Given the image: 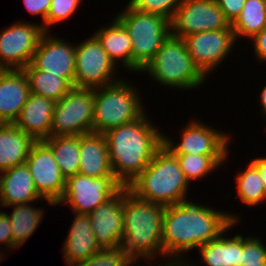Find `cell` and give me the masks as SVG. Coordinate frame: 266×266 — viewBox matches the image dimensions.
I'll list each match as a JSON object with an SVG mask.
<instances>
[{"instance_id": "1", "label": "cell", "mask_w": 266, "mask_h": 266, "mask_svg": "<svg viewBox=\"0 0 266 266\" xmlns=\"http://www.w3.org/2000/svg\"><path fill=\"white\" fill-rule=\"evenodd\" d=\"M240 218L243 217L191 200L166 206L162 226L163 258H168V266L184 265L189 252L216 239L233 222L241 223Z\"/></svg>"}, {"instance_id": "2", "label": "cell", "mask_w": 266, "mask_h": 266, "mask_svg": "<svg viewBox=\"0 0 266 266\" xmlns=\"http://www.w3.org/2000/svg\"><path fill=\"white\" fill-rule=\"evenodd\" d=\"M147 114L104 133L114 177L123 187L145 170L163 145L162 129Z\"/></svg>"}, {"instance_id": "3", "label": "cell", "mask_w": 266, "mask_h": 266, "mask_svg": "<svg viewBox=\"0 0 266 266\" xmlns=\"http://www.w3.org/2000/svg\"><path fill=\"white\" fill-rule=\"evenodd\" d=\"M123 237L121 247L141 266H168L163 259L162 226L165 207L137 198L123 187ZM161 258L159 264L153 259ZM141 258V259H140ZM141 260L148 261L140 264Z\"/></svg>"}, {"instance_id": "4", "label": "cell", "mask_w": 266, "mask_h": 266, "mask_svg": "<svg viewBox=\"0 0 266 266\" xmlns=\"http://www.w3.org/2000/svg\"><path fill=\"white\" fill-rule=\"evenodd\" d=\"M137 198L171 206L187 201L190 183L183 174L177 157L164 145L154 154L150 164L128 186Z\"/></svg>"}, {"instance_id": "5", "label": "cell", "mask_w": 266, "mask_h": 266, "mask_svg": "<svg viewBox=\"0 0 266 266\" xmlns=\"http://www.w3.org/2000/svg\"><path fill=\"white\" fill-rule=\"evenodd\" d=\"M146 73L154 83L168 89L195 90L207 77L199 70L187 52L183 38L170 34L153 59L140 72Z\"/></svg>"}, {"instance_id": "6", "label": "cell", "mask_w": 266, "mask_h": 266, "mask_svg": "<svg viewBox=\"0 0 266 266\" xmlns=\"http://www.w3.org/2000/svg\"><path fill=\"white\" fill-rule=\"evenodd\" d=\"M133 81L122 78L94 89L93 132L106 131L132 122L145 113L144 97ZM142 97V98H141Z\"/></svg>"}, {"instance_id": "7", "label": "cell", "mask_w": 266, "mask_h": 266, "mask_svg": "<svg viewBox=\"0 0 266 266\" xmlns=\"http://www.w3.org/2000/svg\"><path fill=\"white\" fill-rule=\"evenodd\" d=\"M115 14L132 40V72L140 73L171 34L170 20L158 14L136 11L128 4Z\"/></svg>"}, {"instance_id": "8", "label": "cell", "mask_w": 266, "mask_h": 266, "mask_svg": "<svg viewBox=\"0 0 266 266\" xmlns=\"http://www.w3.org/2000/svg\"><path fill=\"white\" fill-rule=\"evenodd\" d=\"M94 89L72 87L56 102L50 137L93 132Z\"/></svg>"}, {"instance_id": "9", "label": "cell", "mask_w": 266, "mask_h": 266, "mask_svg": "<svg viewBox=\"0 0 266 266\" xmlns=\"http://www.w3.org/2000/svg\"><path fill=\"white\" fill-rule=\"evenodd\" d=\"M75 43L74 87L100 88L119 81V71L109 59L97 38L91 34L80 43Z\"/></svg>"}, {"instance_id": "10", "label": "cell", "mask_w": 266, "mask_h": 266, "mask_svg": "<svg viewBox=\"0 0 266 266\" xmlns=\"http://www.w3.org/2000/svg\"><path fill=\"white\" fill-rule=\"evenodd\" d=\"M214 128V126L194 118L185 126L183 125L178 143L165 133L163 134V145L173 154L228 155L232 146L230 144L231 133Z\"/></svg>"}, {"instance_id": "11", "label": "cell", "mask_w": 266, "mask_h": 266, "mask_svg": "<svg viewBox=\"0 0 266 266\" xmlns=\"http://www.w3.org/2000/svg\"><path fill=\"white\" fill-rule=\"evenodd\" d=\"M45 31L41 24L15 21L0 31V69H24L31 63Z\"/></svg>"}, {"instance_id": "12", "label": "cell", "mask_w": 266, "mask_h": 266, "mask_svg": "<svg viewBox=\"0 0 266 266\" xmlns=\"http://www.w3.org/2000/svg\"><path fill=\"white\" fill-rule=\"evenodd\" d=\"M187 52L195 65L208 78L230 56L236 39L230 25L220 30L203 31L183 37ZM224 60V61H223ZM212 72V73H211Z\"/></svg>"}, {"instance_id": "13", "label": "cell", "mask_w": 266, "mask_h": 266, "mask_svg": "<svg viewBox=\"0 0 266 266\" xmlns=\"http://www.w3.org/2000/svg\"><path fill=\"white\" fill-rule=\"evenodd\" d=\"M123 186L115 177L91 178L76 174L66 179V187L58 205H68L76 214H90Z\"/></svg>"}, {"instance_id": "14", "label": "cell", "mask_w": 266, "mask_h": 266, "mask_svg": "<svg viewBox=\"0 0 266 266\" xmlns=\"http://www.w3.org/2000/svg\"><path fill=\"white\" fill-rule=\"evenodd\" d=\"M230 25L215 0H183L170 21L171 34L180 38Z\"/></svg>"}, {"instance_id": "15", "label": "cell", "mask_w": 266, "mask_h": 266, "mask_svg": "<svg viewBox=\"0 0 266 266\" xmlns=\"http://www.w3.org/2000/svg\"><path fill=\"white\" fill-rule=\"evenodd\" d=\"M26 165L31 173L36 191L52 207L61 200L66 178L62 175L51 148L42 140L32 146Z\"/></svg>"}, {"instance_id": "16", "label": "cell", "mask_w": 266, "mask_h": 266, "mask_svg": "<svg viewBox=\"0 0 266 266\" xmlns=\"http://www.w3.org/2000/svg\"><path fill=\"white\" fill-rule=\"evenodd\" d=\"M69 42L58 35L44 32L30 64L35 69L64 78L73 87L75 79V44Z\"/></svg>"}, {"instance_id": "17", "label": "cell", "mask_w": 266, "mask_h": 266, "mask_svg": "<svg viewBox=\"0 0 266 266\" xmlns=\"http://www.w3.org/2000/svg\"><path fill=\"white\" fill-rule=\"evenodd\" d=\"M123 215V187L88 214L94 236L102 249L121 246Z\"/></svg>"}, {"instance_id": "18", "label": "cell", "mask_w": 266, "mask_h": 266, "mask_svg": "<svg viewBox=\"0 0 266 266\" xmlns=\"http://www.w3.org/2000/svg\"><path fill=\"white\" fill-rule=\"evenodd\" d=\"M30 94L23 69H0V122L14 124Z\"/></svg>"}, {"instance_id": "19", "label": "cell", "mask_w": 266, "mask_h": 266, "mask_svg": "<svg viewBox=\"0 0 266 266\" xmlns=\"http://www.w3.org/2000/svg\"><path fill=\"white\" fill-rule=\"evenodd\" d=\"M41 199L26 163L0 172V207L38 203Z\"/></svg>"}, {"instance_id": "20", "label": "cell", "mask_w": 266, "mask_h": 266, "mask_svg": "<svg viewBox=\"0 0 266 266\" xmlns=\"http://www.w3.org/2000/svg\"><path fill=\"white\" fill-rule=\"evenodd\" d=\"M56 102L30 93L14 124L36 141L50 138Z\"/></svg>"}, {"instance_id": "21", "label": "cell", "mask_w": 266, "mask_h": 266, "mask_svg": "<svg viewBox=\"0 0 266 266\" xmlns=\"http://www.w3.org/2000/svg\"><path fill=\"white\" fill-rule=\"evenodd\" d=\"M79 171L91 178L114 177L104 134L79 135Z\"/></svg>"}, {"instance_id": "22", "label": "cell", "mask_w": 266, "mask_h": 266, "mask_svg": "<svg viewBox=\"0 0 266 266\" xmlns=\"http://www.w3.org/2000/svg\"><path fill=\"white\" fill-rule=\"evenodd\" d=\"M236 224L239 225V222H233L216 239L197 249L201 255V259H198L201 264L206 266H241V234L230 237L226 235L229 230L235 228ZM190 260H187L184 266H198L196 261L191 262Z\"/></svg>"}, {"instance_id": "23", "label": "cell", "mask_w": 266, "mask_h": 266, "mask_svg": "<svg viewBox=\"0 0 266 266\" xmlns=\"http://www.w3.org/2000/svg\"><path fill=\"white\" fill-rule=\"evenodd\" d=\"M74 214L61 251L66 265L86 260L102 249L94 236L89 216Z\"/></svg>"}, {"instance_id": "24", "label": "cell", "mask_w": 266, "mask_h": 266, "mask_svg": "<svg viewBox=\"0 0 266 266\" xmlns=\"http://www.w3.org/2000/svg\"><path fill=\"white\" fill-rule=\"evenodd\" d=\"M93 35L118 69L124 67L125 71L132 72V40L128 31L115 17L111 23L93 32Z\"/></svg>"}, {"instance_id": "25", "label": "cell", "mask_w": 266, "mask_h": 266, "mask_svg": "<svg viewBox=\"0 0 266 266\" xmlns=\"http://www.w3.org/2000/svg\"><path fill=\"white\" fill-rule=\"evenodd\" d=\"M35 142L15 124H0V172L25 163Z\"/></svg>"}, {"instance_id": "26", "label": "cell", "mask_w": 266, "mask_h": 266, "mask_svg": "<svg viewBox=\"0 0 266 266\" xmlns=\"http://www.w3.org/2000/svg\"><path fill=\"white\" fill-rule=\"evenodd\" d=\"M33 203L12 206L13 210L7 213L11 224L12 244L17 249L35 233L46 214L43 207H34Z\"/></svg>"}, {"instance_id": "27", "label": "cell", "mask_w": 266, "mask_h": 266, "mask_svg": "<svg viewBox=\"0 0 266 266\" xmlns=\"http://www.w3.org/2000/svg\"><path fill=\"white\" fill-rule=\"evenodd\" d=\"M236 42L251 39L266 27V0H246L244 7L231 24Z\"/></svg>"}, {"instance_id": "28", "label": "cell", "mask_w": 266, "mask_h": 266, "mask_svg": "<svg viewBox=\"0 0 266 266\" xmlns=\"http://www.w3.org/2000/svg\"><path fill=\"white\" fill-rule=\"evenodd\" d=\"M52 150L62 175L67 179L79 171V135L56 136L43 140Z\"/></svg>"}, {"instance_id": "29", "label": "cell", "mask_w": 266, "mask_h": 266, "mask_svg": "<svg viewBox=\"0 0 266 266\" xmlns=\"http://www.w3.org/2000/svg\"><path fill=\"white\" fill-rule=\"evenodd\" d=\"M236 197L247 207L259 206L266 203V191L264 189L258 168L250 161L246 168L239 169L235 174Z\"/></svg>"}, {"instance_id": "30", "label": "cell", "mask_w": 266, "mask_h": 266, "mask_svg": "<svg viewBox=\"0 0 266 266\" xmlns=\"http://www.w3.org/2000/svg\"><path fill=\"white\" fill-rule=\"evenodd\" d=\"M30 85V93L59 101L67 95L72 86L64 79L46 71L35 69L31 64L24 69Z\"/></svg>"}, {"instance_id": "31", "label": "cell", "mask_w": 266, "mask_h": 266, "mask_svg": "<svg viewBox=\"0 0 266 266\" xmlns=\"http://www.w3.org/2000/svg\"><path fill=\"white\" fill-rule=\"evenodd\" d=\"M228 155H196V154H174L179 166L189 183L194 180L207 179L211 172L217 171L226 163ZM225 162V163H224ZM211 173V174H210ZM208 175V176H207Z\"/></svg>"}, {"instance_id": "32", "label": "cell", "mask_w": 266, "mask_h": 266, "mask_svg": "<svg viewBox=\"0 0 266 266\" xmlns=\"http://www.w3.org/2000/svg\"><path fill=\"white\" fill-rule=\"evenodd\" d=\"M68 266H140L121 246L103 248L86 260Z\"/></svg>"}, {"instance_id": "33", "label": "cell", "mask_w": 266, "mask_h": 266, "mask_svg": "<svg viewBox=\"0 0 266 266\" xmlns=\"http://www.w3.org/2000/svg\"><path fill=\"white\" fill-rule=\"evenodd\" d=\"M82 2L83 0H51L45 20V32H51L52 26L72 18L77 10H79V5H83Z\"/></svg>"}, {"instance_id": "34", "label": "cell", "mask_w": 266, "mask_h": 266, "mask_svg": "<svg viewBox=\"0 0 266 266\" xmlns=\"http://www.w3.org/2000/svg\"><path fill=\"white\" fill-rule=\"evenodd\" d=\"M244 236L241 234V266L266 263V243L259 236Z\"/></svg>"}, {"instance_id": "35", "label": "cell", "mask_w": 266, "mask_h": 266, "mask_svg": "<svg viewBox=\"0 0 266 266\" xmlns=\"http://www.w3.org/2000/svg\"><path fill=\"white\" fill-rule=\"evenodd\" d=\"M183 0H129L128 5L136 10L161 15L171 21Z\"/></svg>"}, {"instance_id": "36", "label": "cell", "mask_w": 266, "mask_h": 266, "mask_svg": "<svg viewBox=\"0 0 266 266\" xmlns=\"http://www.w3.org/2000/svg\"><path fill=\"white\" fill-rule=\"evenodd\" d=\"M1 243L4 244V247H5L4 249L2 248ZM8 248L10 249L9 250L10 252L12 250L17 249L12 244V231H11V224H10L9 216H8L7 212L0 211V262L4 261L3 259H6L5 256H6V254H8V252H7L8 250H6V249H8ZM3 255H4V257H3Z\"/></svg>"}, {"instance_id": "37", "label": "cell", "mask_w": 266, "mask_h": 266, "mask_svg": "<svg viewBox=\"0 0 266 266\" xmlns=\"http://www.w3.org/2000/svg\"><path fill=\"white\" fill-rule=\"evenodd\" d=\"M23 4L30 15L42 18L40 24L45 31V20L48 15L51 0H23Z\"/></svg>"}, {"instance_id": "38", "label": "cell", "mask_w": 266, "mask_h": 266, "mask_svg": "<svg viewBox=\"0 0 266 266\" xmlns=\"http://www.w3.org/2000/svg\"><path fill=\"white\" fill-rule=\"evenodd\" d=\"M226 19L232 24L240 15L246 0H215Z\"/></svg>"}, {"instance_id": "39", "label": "cell", "mask_w": 266, "mask_h": 266, "mask_svg": "<svg viewBox=\"0 0 266 266\" xmlns=\"http://www.w3.org/2000/svg\"><path fill=\"white\" fill-rule=\"evenodd\" d=\"M252 50L255 53V58L259 63H266V27L251 39Z\"/></svg>"}, {"instance_id": "40", "label": "cell", "mask_w": 266, "mask_h": 266, "mask_svg": "<svg viewBox=\"0 0 266 266\" xmlns=\"http://www.w3.org/2000/svg\"><path fill=\"white\" fill-rule=\"evenodd\" d=\"M251 162L258 168L262 183L266 191V155L265 157H255Z\"/></svg>"}, {"instance_id": "41", "label": "cell", "mask_w": 266, "mask_h": 266, "mask_svg": "<svg viewBox=\"0 0 266 266\" xmlns=\"http://www.w3.org/2000/svg\"><path fill=\"white\" fill-rule=\"evenodd\" d=\"M257 97L259 98V102H260L259 105L261 106V110H260L262 112L261 115L263 117L265 116V118H263L264 120L266 119V84L263 85L262 90L260 91V94Z\"/></svg>"}, {"instance_id": "42", "label": "cell", "mask_w": 266, "mask_h": 266, "mask_svg": "<svg viewBox=\"0 0 266 266\" xmlns=\"http://www.w3.org/2000/svg\"><path fill=\"white\" fill-rule=\"evenodd\" d=\"M248 266H266V263L258 264V265H248Z\"/></svg>"}]
</instances>
